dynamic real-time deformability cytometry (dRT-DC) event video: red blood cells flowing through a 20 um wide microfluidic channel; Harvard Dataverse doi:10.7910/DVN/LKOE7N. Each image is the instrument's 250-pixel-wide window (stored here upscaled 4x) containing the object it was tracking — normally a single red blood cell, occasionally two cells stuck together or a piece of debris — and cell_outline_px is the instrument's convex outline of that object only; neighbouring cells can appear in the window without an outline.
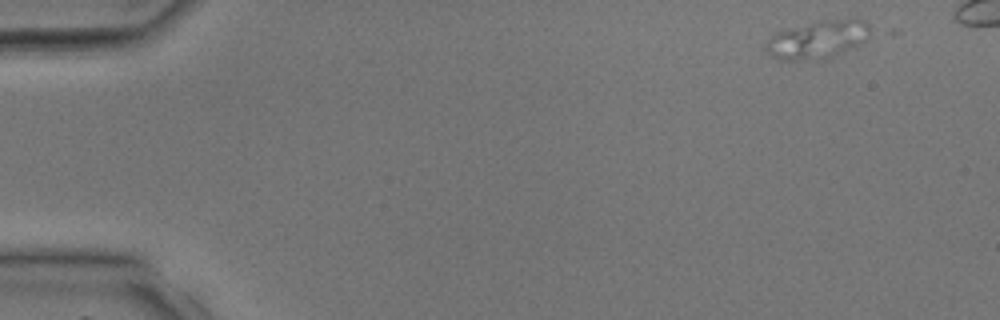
{"species": "common noctule bat (a hibernating species)", "species_latin": "Nyctalus noctula", "temperature_condition": "room temperature", "stored_images_in_passage": 14, "camera_frame_rate_fps": 3000, "um_per_image_px": 0.085, "animal": {"sex": "male", "body_mass_g": 17.9, "forearm_length_mm": 54.2}, "frame": {"image": 1, "passage_image": 1, "time_ms": 0.0, "image_size_px": [1000, 320], "cell_outline_px": [[876, 32], [868, 40], [860, 44], [824, 60], [780, 60], [772, 56], [764, 48], [764, 44], [776, 32], [820, 20], [852, 16], [856, 16], [864, 20]], "centroid_in_image_um": [69.63, 3.32], "position_along_channel_um": 15.4, "area_um2": 23.99}}
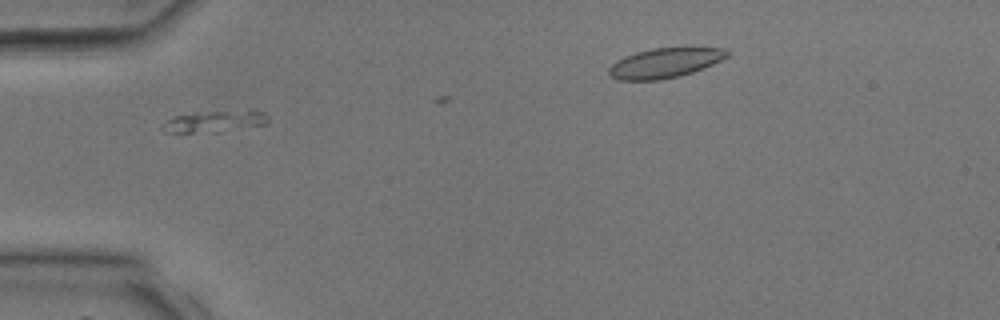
{"frame": {"image": 2, "passage_image": 11, "time_ms": 3.333, "image_size_px": [1000, 320], "cell_outline_px": [[268, 124], [192, 132], [168, 132], [160, 128], [168, 120], [176, 116], [196, 112], [252, 108], [256, 108], [264, 112], [268, 116]], "centroid_in_image_um": [18.35, 10.23], "position_along_channel_um": 66.7, "area_um2": 12.95}}